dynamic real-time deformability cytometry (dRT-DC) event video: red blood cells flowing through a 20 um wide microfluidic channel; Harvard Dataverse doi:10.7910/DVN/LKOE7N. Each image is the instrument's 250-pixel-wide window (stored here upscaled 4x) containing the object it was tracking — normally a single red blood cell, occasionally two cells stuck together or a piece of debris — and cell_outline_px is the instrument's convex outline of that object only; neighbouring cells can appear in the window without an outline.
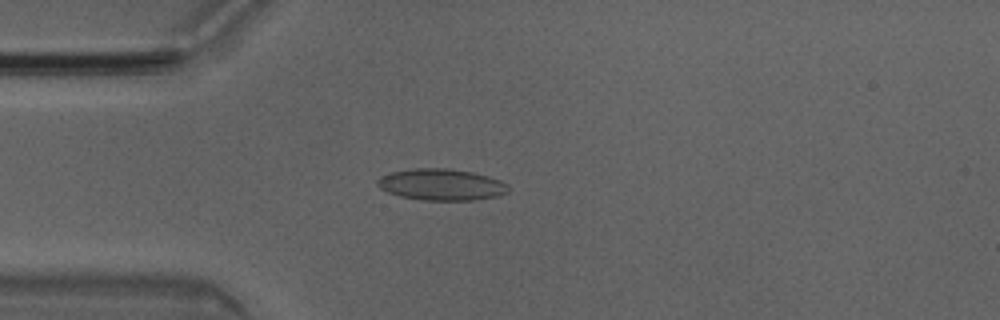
{"species": "Egyptian fruit bat (a non-hibernating species)", "species_latin": "Rousettus aegyptiacus", "temperature_condition": "room temperature", "stored_images_in_passage": 50, "camera_frame_rate_fps": 3000, "um_per_image_px": 0.085, "animal": {"sex": "male"}, "frame": {"image": 1, "passage_image": 13, "time_ms": 4.0, "image_size_px": [1000, 320], "cell_outline_px": [[508, 192], [500, 196], [472, 200], [420, 200], [400, 196], [388, 192], [380, 188], [376, 184], [376, 180], [380, 176], [392, 172], [412, 168], [444, 168], [472, 172], [488, 176], [500, 180], [508, 184]], "centroid_in_image_um": [37.51, 15.69], "position_along_channel_um": 47.5, "area_um2": 24.1}}
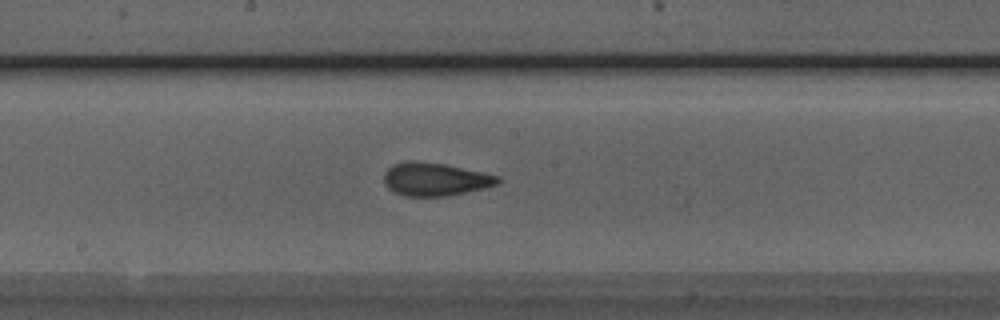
{"frame": {"image": 2, "passage_image": 26, "time_ms": 8.333, "image_size_px": [1000, 320], "cell_outline_px": [[504, 180], [500, 184], [484, 188], [448, 196], [404, 196], [388, 188], [384, 184], [384, 172], [392, 164], [404, 160], [412, 160], [444, 164], [500, 176]], "centroid_in_image_um": [36.99, 15.23], "position_along_channel_um": 211.2, "area_um2": 22.2}}
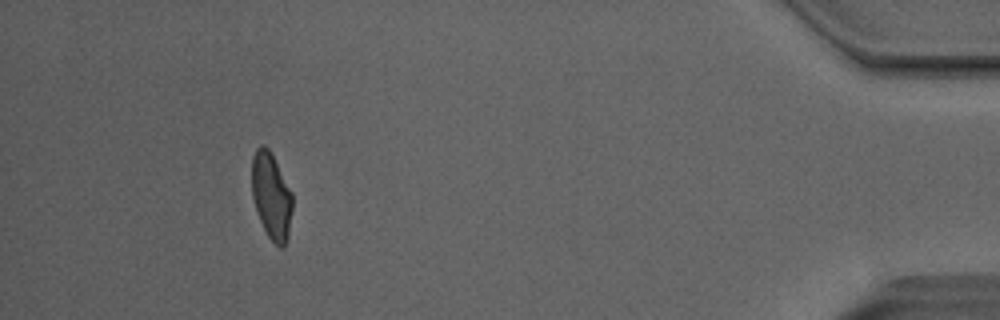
{"frame": {"image": 3, "passage_image": 46, "time_ms": 15.0, "image_size_px": [1000, 320], "cell_outline_px": [[292, 208], [288, 236], [284, 248], [280, 248], [268, 236], [260, 220], [252, 196], [252, 156], [256, 148], [260, 144], [264, 144], [268, 148], [292, 192]], "centroid_in_image_um": [23.06, 16.65], "position_along_channel_um": 412.1, "area_um2": 20.29}, "authors_computed_cell_mechanics": {"area_um2": 21.8484, "velocity_mm_per_s": 4.0457, "shape_relaxation_time_tau1_ms": 6.7223, "shape_relaxation_time_tau2_ms": 1.1546, "deformation_change_tau1": 0.1831, "deformation_change_tau2": 0.0757}}